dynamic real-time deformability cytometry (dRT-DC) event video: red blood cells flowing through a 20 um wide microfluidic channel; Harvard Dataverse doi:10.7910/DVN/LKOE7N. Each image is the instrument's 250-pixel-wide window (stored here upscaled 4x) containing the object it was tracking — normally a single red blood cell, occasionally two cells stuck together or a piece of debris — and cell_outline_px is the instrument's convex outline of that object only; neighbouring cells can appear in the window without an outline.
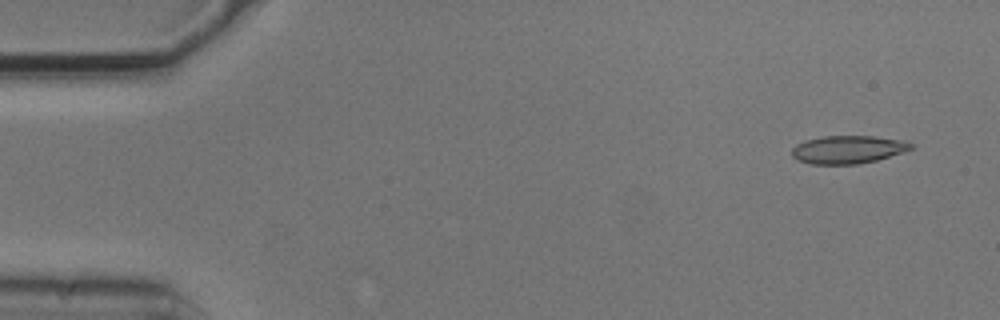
{"species": "common noctule bat (a hibernating species)", "species_latin": "Nyctalus noctula", "temperature_condition": "cold", "stored_images_in_passage": 43, "camera_frame_rate_fps": 3000, "um_per_image_px": 0.085, "animal": {"sex": "male", "body_mass_g": 20.5, "forearm_length_mm": 52.5}, "frame": {"image": 1, "passage_image": 3, "time_ms": 0.667, "image_size_px": [1000, 320], "cell_outline_px": [[912, 148], [904, 152], [876, 160], [856, 164], [812, 164], [796, 160], [792, 156], [792, 148], [796, 144], [804, 140], [824, 136], [872, 136], [908, 140], [912, 144]], "centroid_in_image_um": [72.07, 12.7], "position_along_channel_um": 12.9, "area_um2": 19.54}}
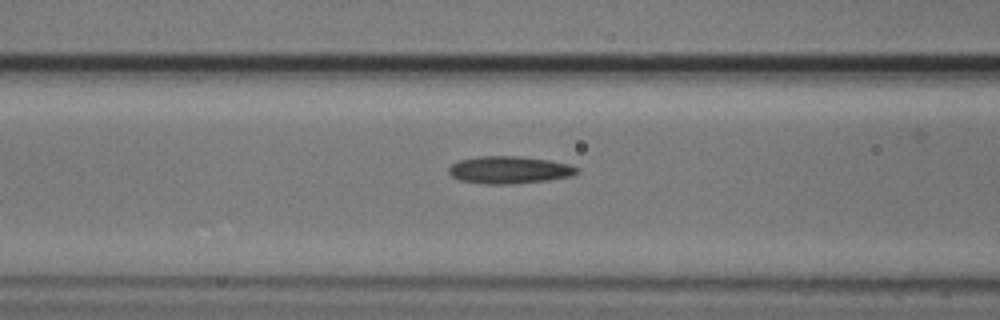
{"frame": {"image": 2, "passage_image": 21, "time_ms": 6.667, "image_size_px": [1000, 320], "cell_outline_px": [[580, 172], [572, 176], [548, 180], [512, 184], [484, 184], [460, 180], [452, 176], [448, 172], [448, 168], [452, 164], [460, 160], [476, 156], [520, 156], [548, 160], [568, 164], [580, 168]], "centroid_in_image_um": [43.3, 14.44], "position_along_channel_um": 123.3, "area_um2": 20.58}}
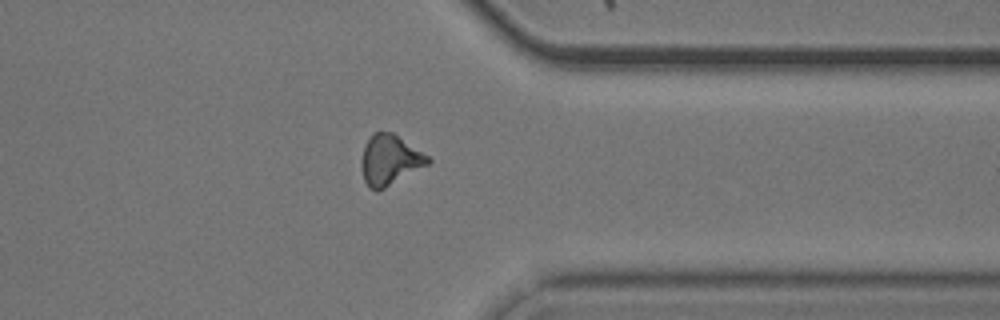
{"frame": {"image": 3, "passage_image": 42, "time_ms": 13.667, "image_size_px": [1000, 320], "cell_outline_px": [[432, 160], [428, 164], [384, 188], [376, 192], [368, 188], [364, 180], [360, 164], [360, 160], [364, 144], [372, 132], [392, 132], [428, 156]], "centroid_in_image_um": [33.07, 13.6], "position_along_channel_um": 378.3, "area_um2": 19.42}}